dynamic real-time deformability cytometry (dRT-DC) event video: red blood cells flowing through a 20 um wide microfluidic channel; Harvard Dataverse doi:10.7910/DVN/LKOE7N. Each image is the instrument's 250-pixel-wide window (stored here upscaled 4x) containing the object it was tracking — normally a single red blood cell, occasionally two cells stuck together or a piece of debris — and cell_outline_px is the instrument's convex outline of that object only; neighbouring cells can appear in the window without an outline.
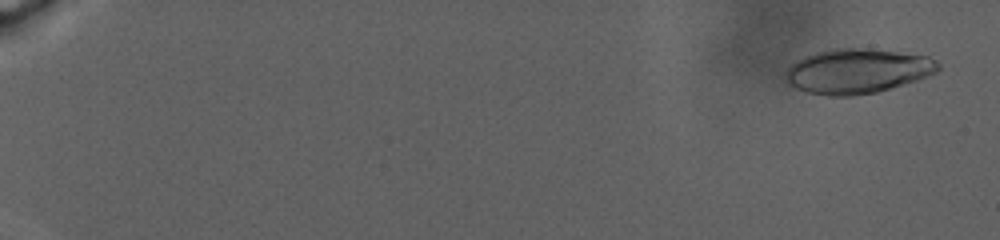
{"species": "human", "species_latin": "Homo sapiens", "temperature_condition": "warm", "stored_images_in_passage": 90, "camera_frame_rate_fps": 3000, "um_per_image_px": 0.085, "donor": {"sex": "male"}, "frame": {"image": 1, "passage_image": 4, "time_ms": 1.0, "image_size_px": [1000, 240], "cell_outline_px": [[940, 68], [936, 72], [916, 80], [892, 88], [876, 92], [852, 96], [828, 96], [808, 92], [796, 88], [788, 84], [784, 76], [784, 72], [796, 60], [804, 56], [816, 52], [832, 48], [864, 48], [928, 56], [936, 60], [940, 64]], "centroid_in_image_um": [72.84, 6.04], "position_along_channel_um": 12.2, "area_um2": 39.77}}
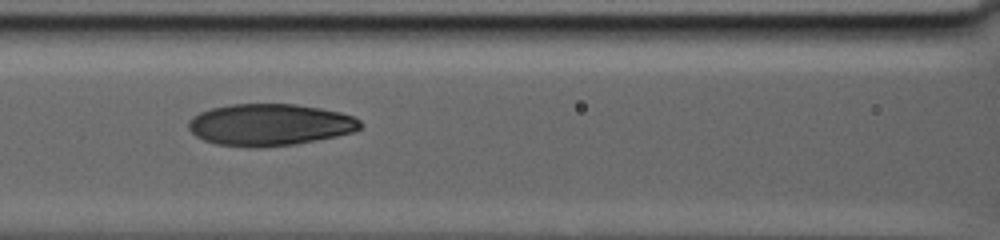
{"frame": {"image": 2, "passage_image": 51, "time_ms": 15.333, "image_size_px": [1000, 240], "cell_outline_px": [[364, 124], [360, 128], [352, 132], [336, 136], [296, 144], [260, 148], [256, 148], [216, 144], [204, 140], [196, 136], [188, 128], [188, 120], [192, 116], [200, 112], [212, 108], [232, 104], [296, 104], [320, 108], [340, 112], [352, 116], [360, 120]], "centroid_in_image_um": [22.92, 10.61], "position_along_channel_um": 143.7, "area_um2": 42.02}}
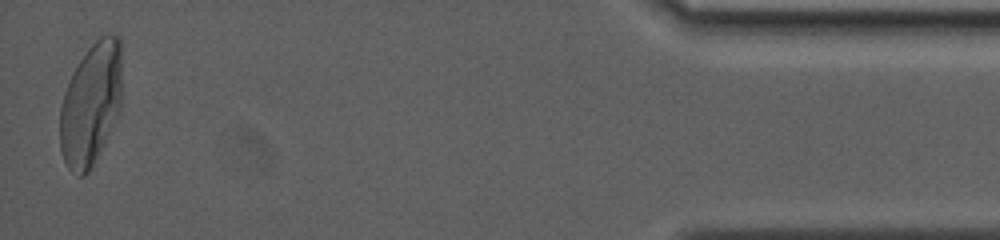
{"frame": {"image": 3, "passage_image": 90, "time_ms": 29.667, "image_size_px": [1000, 240], "cell_outline_px": [[120, 112], [88, 172], [84, 176], [80, 176], [68, 168], [60, 152], [60, 108], [64, 92], [72, 72], [88, 48], [100, 36], [108, 32], [116, 32], [120, 36]], "centroid_in_image_um": [7.72, 8.8], "position_along_channel_um": 427.5, "area_um2": 44.1}, "authors_computed_cell_mechanics": {"area_um2": 39.9687, "velocity_mm_per_s": 2.4476, "shape_relaxation_time_tau1_ms": 7.5853, "shape_relaxation_time_tau2_ms": 1.7123, "deformation_change_tau1": 0.2356, "deformation_change_tau2": 0.0555}}